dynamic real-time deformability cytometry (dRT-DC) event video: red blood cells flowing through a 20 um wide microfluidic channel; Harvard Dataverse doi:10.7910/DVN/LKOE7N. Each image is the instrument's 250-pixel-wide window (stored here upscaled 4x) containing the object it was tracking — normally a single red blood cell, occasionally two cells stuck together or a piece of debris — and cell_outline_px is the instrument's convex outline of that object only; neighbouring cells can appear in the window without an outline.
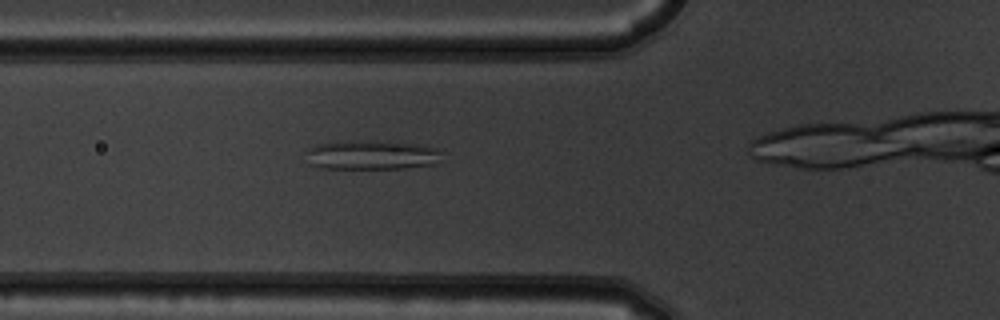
{"species": "common noctule bat (a hibernating species)", "species_latin": "Nyctalus noctula", "temperature_condition": "warm", "stored_images_in_passage": 4, "camera_frame_rate_fps": 3000, "um_per_image_px": 0.085, "animal": {"sex": "male", "body_mass_g": 19.5, "forearm_length_mm": 54.6}, "frame": {"image": 1, "passage_image": 2, "time_ms": 0.333, "image_size_px": [1000, 320], "cell_outline_px": [[440, 152], [436, 164], [404, 168], [320, 168], [308, 164], [308, 148], [316, 144], [348, 140], [400, 140], [436, 148]], "centroid_in_image_um": [31.58, 13.14], "position_along_channel_um": 94.2, "area_um2": 23.64}}